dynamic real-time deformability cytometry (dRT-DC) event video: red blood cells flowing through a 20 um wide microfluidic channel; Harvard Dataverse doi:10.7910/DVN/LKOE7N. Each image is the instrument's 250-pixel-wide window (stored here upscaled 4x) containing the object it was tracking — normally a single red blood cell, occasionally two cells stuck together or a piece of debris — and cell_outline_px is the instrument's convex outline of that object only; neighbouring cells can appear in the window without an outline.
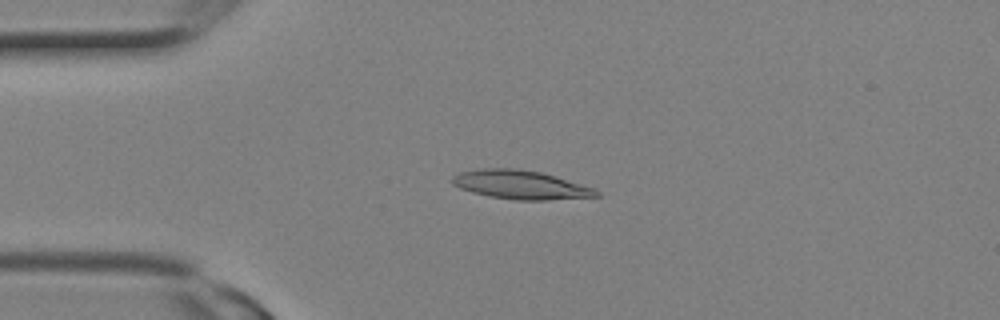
{"species": "Egyptian fruit bat (a non-hibernating species)", "species_latin": "Rousettus aegyptiacus", "temperature_condition": "room temperature", "stored_images_in_passage": 15, "camera_frame_rate_fps": 3000, "um_per_image_px": 0.085, "animal": {"sex": "female"}, "frame": {"image": 1, "passage_image": 7, "time_ms": 2.0, "image_size_px": [1000, 320], "cell_outline_px": [[600, 196], [548, 200], [516, 200], [488, 196], [472, 192], [460, 188], [452, 184], [452, 176], [460, 172], [484, 168], [512, 168], [540, 172], [556, 176], [592, 188], [600, 192]], "centroid_in_image_um": [44.23, 15.71], "position_along_channel_um": 40.8, "area_um2": 23.99}}
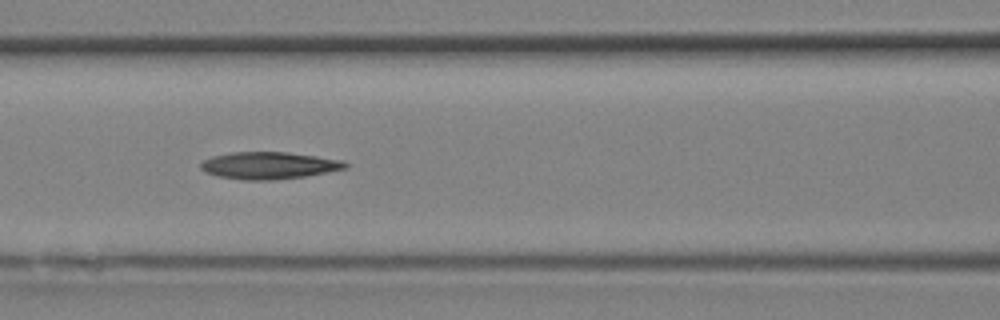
{"frame": {"image": 2, "passage_image": 12, "time_ms": 3.667, "image_size_px": [1000, 320], "cell_outline_px": [[348, 168], [304, 176], [272, 180], [244, 180], [216, 176], [200, 168], [200, 164], [204, 160], [212, 156], [232, 152], [288, 152], [344, 160], [348, 164]], "centroid_in_image_um": [22.87, 14.06], "position_along_channel_um": 143.7, "area_um2": 22.77}}
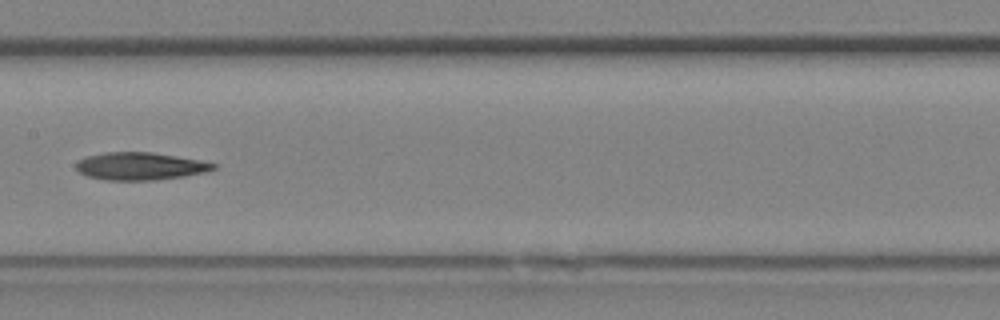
{"frame": {"image": 3, "passage_image": 14, "time_ms": 4.333, "image_size_px": [1000, 320], "cell_outline_px": [[216, 168], [204, 172], [184, 176], [156, 180], [104, 180], [88, 176], [80, 172], [76, 168], [76, 164], [80, 160], [88, 156], [104, 152], [152, 152], [176, 156], [216, 164]], "centroid_in_image_um": [11.89, 14.13], "position_along_channel_um": 195.5, "area_um2": 21.79}}